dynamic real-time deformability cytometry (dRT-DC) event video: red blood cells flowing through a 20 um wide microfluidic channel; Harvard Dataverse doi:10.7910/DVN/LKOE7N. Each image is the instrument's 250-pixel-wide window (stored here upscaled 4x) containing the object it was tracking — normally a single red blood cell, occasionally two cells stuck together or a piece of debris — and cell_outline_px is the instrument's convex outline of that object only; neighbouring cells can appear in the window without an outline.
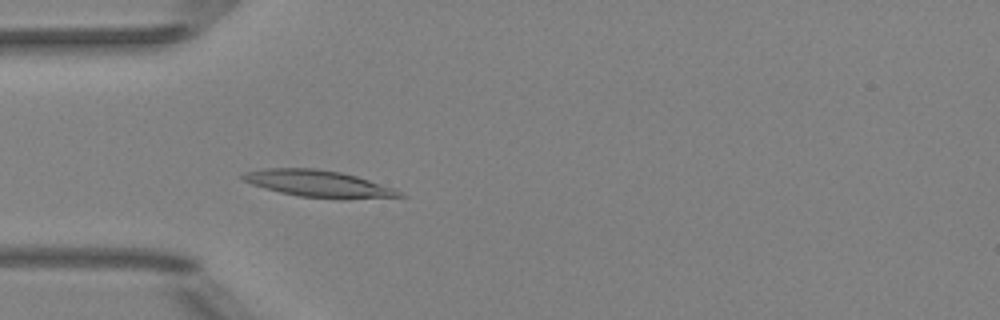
{"species": "Egyptian fruit bat (a non-hibernating species)", "species_latin": "Rousettus aegyptiacus", "temperature_condition": "room temperature", "stored_images_in_passage": 5, "camera_frame_rate_fps": 3000, "um_per_image_px": 0.085, "animal": {"sex": "female"}, "frame": {"image": 1, "passage_image": 5, "time_ms": 4.667, "image_size_px": [1000, 320], "cell_outline_px": [[408, 196], [348, 200], [340, 200], [300, 196], [280, 192], [264, 188], [252, 184], [244, 180], [240, 176], [244, 172], [264, 168], [316, 168], [340, 172], [356, 176], [392, 188]], "centroid_in_image_um": [27.07, 15.63], "position_along_channel_um": 57.9, "area_um2": 24.57}}